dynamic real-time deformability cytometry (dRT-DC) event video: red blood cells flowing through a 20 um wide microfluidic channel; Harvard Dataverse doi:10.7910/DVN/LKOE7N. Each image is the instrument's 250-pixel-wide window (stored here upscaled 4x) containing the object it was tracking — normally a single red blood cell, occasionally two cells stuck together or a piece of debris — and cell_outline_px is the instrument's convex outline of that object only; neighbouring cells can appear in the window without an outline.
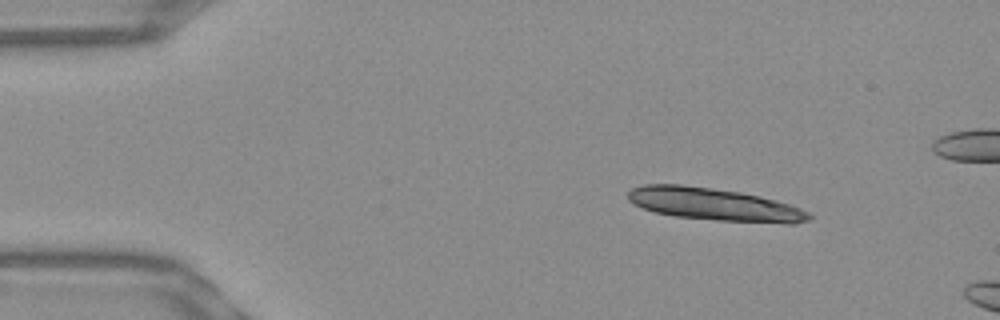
{"species": "Egyptian fruit bat (a non-hibernating species)", "species_latin": "Rousettus aegyptiacus", "temperature_condition": "warm", "stored_images_in_passage": 13, "camera_frame_rate_fps": 3000, "um_per_image_px": 0.085, "frame": {"image": 1, "passage_image": 3, "time_ms": 0.667, "image_size_px": [1000, 320], "cell_outline_px": [[812, 216], [808, 220], [792, 224], [788, 224], [716, 220], [676, 216], [656, 212], [644, 208], [628, 200], [628, 192], [632, 188], [644, 184], [680, 184], [712, 188], [740, 192], [760, 196], [788, 204], [800, 208], [808, 212]], "centroid_in_image_um": [60.73, 17.37], "position_along_channel_um": 24.3, "area_um2": 34.04}}